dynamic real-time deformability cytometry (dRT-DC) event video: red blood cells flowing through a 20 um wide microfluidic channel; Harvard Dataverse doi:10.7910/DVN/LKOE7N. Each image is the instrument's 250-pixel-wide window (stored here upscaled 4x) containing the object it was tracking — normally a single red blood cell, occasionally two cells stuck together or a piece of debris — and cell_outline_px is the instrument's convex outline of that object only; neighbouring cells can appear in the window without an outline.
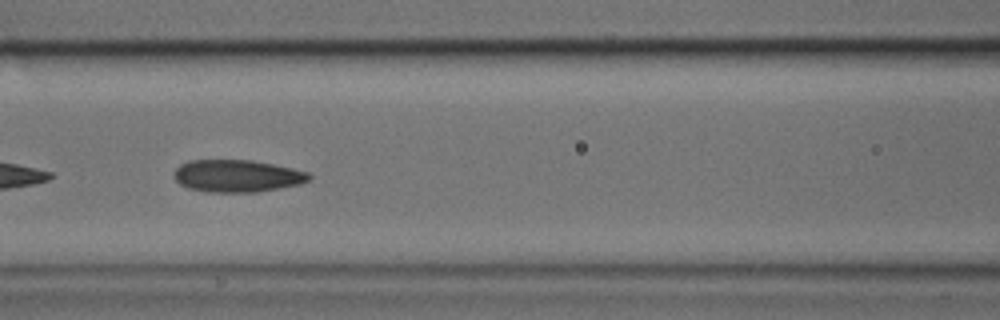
{"species": "common noctule bat (a hibernating species)", "species_latin": "Nyctalus noctula", "temperature_condition": "cold", "stored_images_in_passage": 15, "camera_frame_rate_fps": 3000, "um_per_image_px": 0.085, "animal": {"sex": "male", "body_mass_g": 17.9, "forearm_length_mm": 54.2}, "frame": {"image": 1, "passage_image": 7, "time_ms": 2.0, "image_size_px": [1000, 320], "cell_outline_px": [[312, 176], [308, 180], [300, 184], [280, 188], [256, 192], [208, 192], [188, 188], [180, 184], [176, 180], [176, 168], [180, 164], [188, 160], [252, 160], [292, 168], [308, 172]], "centroid_in_image_um": [20.16, 14.95], "position_along_channel_um": 146.4, "area_um2": 25.32}}